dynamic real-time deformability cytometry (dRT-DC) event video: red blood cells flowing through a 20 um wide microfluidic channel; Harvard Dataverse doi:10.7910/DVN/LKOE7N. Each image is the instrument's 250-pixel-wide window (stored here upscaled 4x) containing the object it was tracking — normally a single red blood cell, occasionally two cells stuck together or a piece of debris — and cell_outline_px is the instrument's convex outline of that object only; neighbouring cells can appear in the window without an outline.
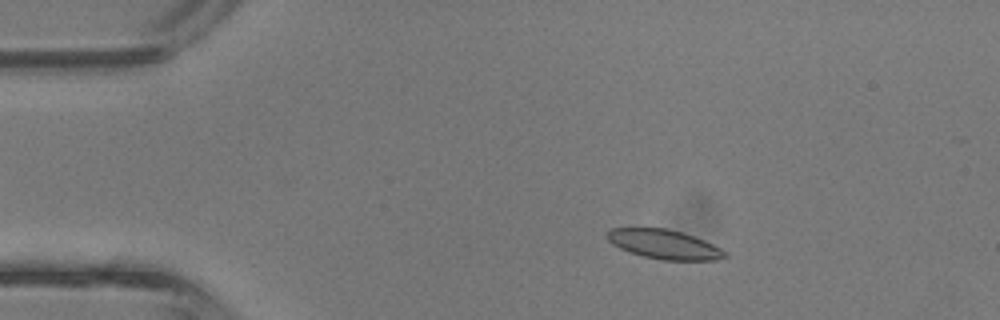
{"species": "common noctule bat (a hibernating species)", "species_latin": "Nyctalus noctula", "temperature_condition": "room temperature", "stored_images_in_passage": 4, "camera_frame_rate_fps": 3000, "um_per_image_px": 0.085, "animal": {"sex": "male", "body_mass_g": 13.3}, "frame": {"image": 1, "passage_image": 3, "time_ms": 0.667, "image_size_px": [1000, 320], "cell_outline_px": [[728, 256], [716, 260], [660, 260], [644, 256], [620, 248], [612, 244], [608, 240], [608, 228], [636, 224], [664, 228], [680, 232], [704, 240], [728, 252]], "centroid_in_image_um": [56.38, 20.71], "position_along_channel_um": 28.6, "area_um2": 20.69}}